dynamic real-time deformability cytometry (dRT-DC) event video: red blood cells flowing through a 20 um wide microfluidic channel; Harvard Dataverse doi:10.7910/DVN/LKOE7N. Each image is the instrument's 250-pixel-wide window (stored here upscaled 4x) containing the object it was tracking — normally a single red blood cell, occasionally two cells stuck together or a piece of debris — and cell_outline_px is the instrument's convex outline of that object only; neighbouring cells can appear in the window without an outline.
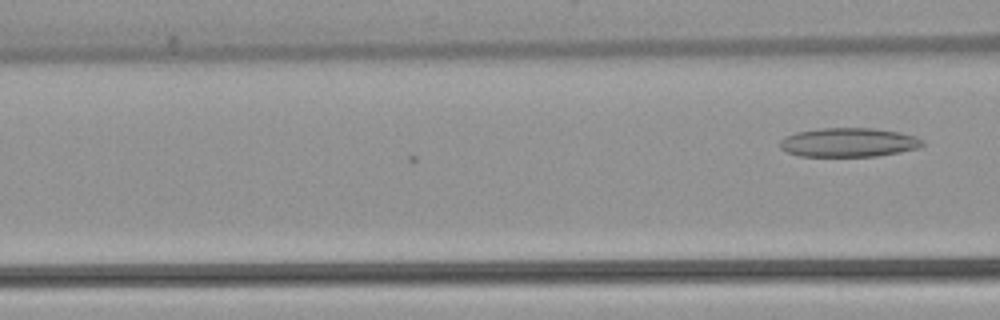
{"species": "common noctule bat (a hibernating species)", "species_latin": "Nyctalus noctula", "temperature_condition": "warm", "stored_images_in_passage": 3, "camera_frame_rate_fps": 3000, "um_per_image_px": 0.085, "animal": {"sex": "female", "body_mass_g": 22.7, "forearm_length_mm": 54.2}, "frame": {"image": 1, "passage_image": 3, "time_ms": 0.667, "image_size_px": [1000, 320], "cell_outline_px": [[924, 144], [920, 148], [900, 152], [876, 156], [800, 156], [788, 152], [780, 148], [780, 140], [784, 136], [796, 132], [820, 128], [872, 128], [900, 132], [916, 136], [924, 140]], "centroid_in_image_um": [72.15, 12.1], "position_along_channel_um": 94.4, "area_um2": 24.28}}